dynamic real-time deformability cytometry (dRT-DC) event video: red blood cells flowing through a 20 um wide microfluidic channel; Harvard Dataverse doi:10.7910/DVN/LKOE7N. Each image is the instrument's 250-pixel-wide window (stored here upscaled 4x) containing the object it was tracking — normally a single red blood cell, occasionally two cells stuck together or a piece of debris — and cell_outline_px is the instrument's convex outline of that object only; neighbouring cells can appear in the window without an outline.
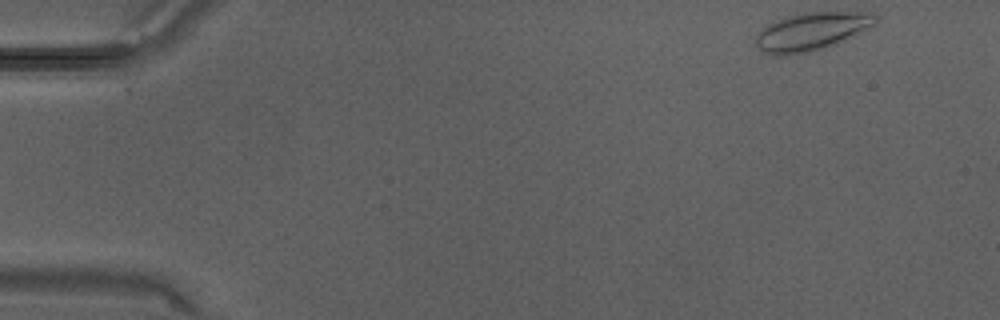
{"species": "Egyptian fruit bat (a non-hibernating species)", "species_latin": "Rousettus aegyptiacus", "temperature_condition": "warm", "stored_images_in_passage": 5, "camera_frame_rate_fps": 3000, "um_per_image_px": 0.085, "animal": {"sex": "male"}, "frame": {"image": 1, "passage_image": 1, "time_ms": 0.0, "image_size_px": [1000, 320], "cell_outline_px": [[876, 24], [836, 44], [808, 52], [784, 56], [776, 56], [764, 52], [756, 44], [756, 36], [768, 24], [776, 20], [788, 16], [804, 12], [872, 12], [876, 16]], "centroid_in_image_um": [68.98, 2.67], "position_along_channel_um": 16.0, "area_um2": 26.24}}